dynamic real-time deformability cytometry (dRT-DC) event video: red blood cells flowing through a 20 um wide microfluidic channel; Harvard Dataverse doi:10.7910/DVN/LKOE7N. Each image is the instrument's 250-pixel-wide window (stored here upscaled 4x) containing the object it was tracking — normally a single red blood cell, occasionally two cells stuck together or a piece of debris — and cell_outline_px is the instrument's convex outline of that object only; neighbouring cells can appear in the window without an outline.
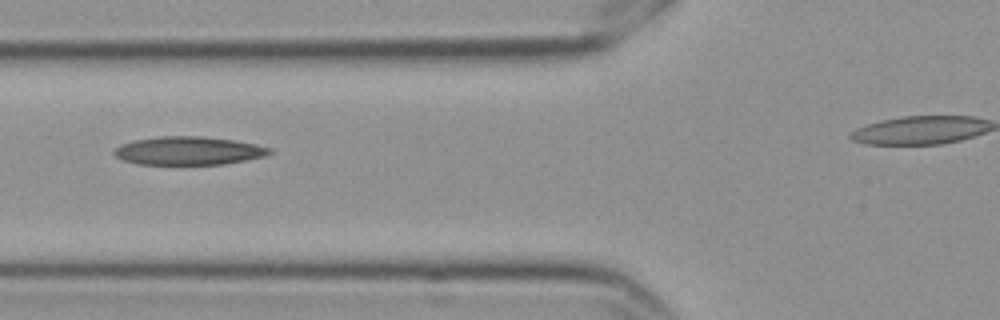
{"species": "Egyptian fruit bat (a non-hibernating species)", "species_latin": "Rousettus aegyptiacus", "temperature_condition": "cold", "stored_images_in_passage": 7, "camera_frame_rate_fps": 3000, "um_per_image_px": 0.085, "frame": {"image": 1, "passage_image": 2, "time_ms": 0.333, "image_size_px": [1000, 320], "cell_outline_px": [[272, 152], [268, 156], [224, 164], [136, 164], [124, 160], [116, 156], [112, 152], [112, 148], [120, 144], [136, 140], [160, 136], [204, 136], [232, 140], [256, 144], [272, 148]], "centroid_in_image_um": [16.03, 12.81], "position_along_channel_um": 109.8, "area_um2": 25.78}}
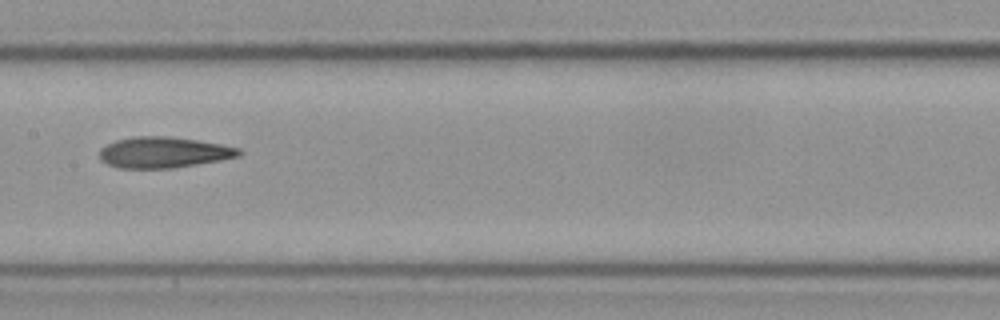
{"frame": {"image": 2, "passage_image": 4, "time_ms": 1.0, "image_size_px": [1000, 320], "cell_outline_px": [[244, 152], [240, 156], [220, 160], [172, 168], [120, 168], [108, 164], [100, 160], [100, 148], [116, 140], [132, 136], [168, 136], [196, 140], [220, 144], [240, 148]], "centroid_in_image_um": [13.91, 12.95], "position_along_channel_um": 193.5, "area_um2": 25.09}}
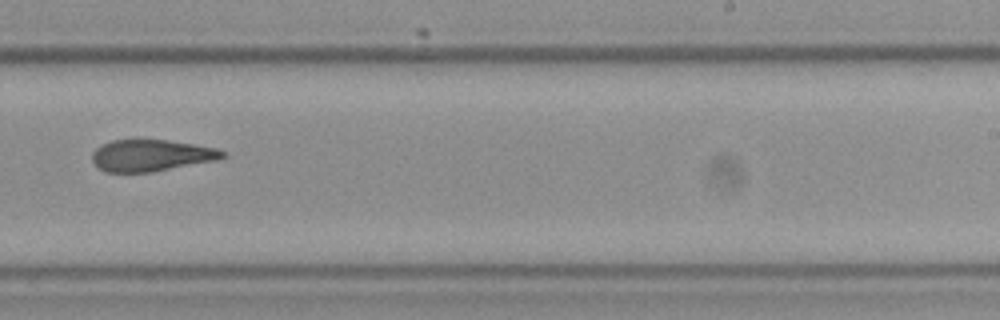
{"frame": {"image": 3, "passage_image": 6, "time_ms": 1.667, "image_size_px": [1000, 320], "cell_outline_px": [[228, 156], [216, 160], [148, 172], [104, 172], [92, 160], [92, 152], [100, 144], [112, 140], [132, 136], [168, 140], [216, 148], [228, 152]], "centroid_in_image_um": [12.81, 13.15], "position_along_channel_um": 276.2, "area_um2": 24.68}}